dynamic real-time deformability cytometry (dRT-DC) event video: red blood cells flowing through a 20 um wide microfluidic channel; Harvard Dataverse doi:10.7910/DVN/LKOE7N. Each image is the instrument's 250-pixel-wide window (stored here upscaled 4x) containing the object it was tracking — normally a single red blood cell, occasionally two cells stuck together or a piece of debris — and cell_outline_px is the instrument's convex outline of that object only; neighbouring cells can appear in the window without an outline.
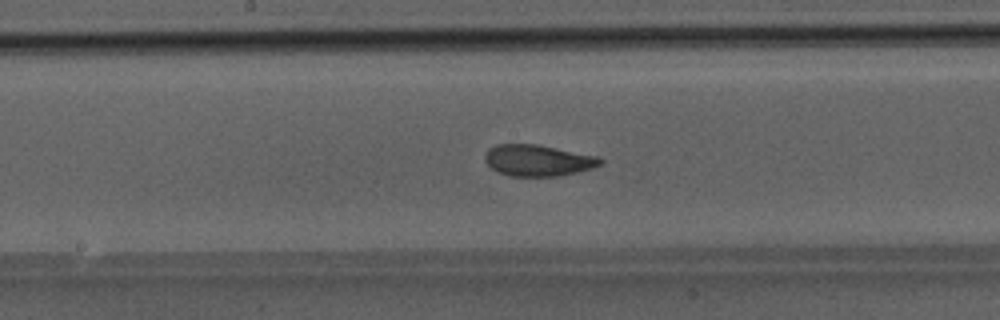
{"species": "Egyptian fruit bat (a non-hibernating species)", "species_latin": "Rousettus aegyptiacus", "temperature_condition": "room temperature", "stored_images_in_passage": 48, "camera_frame_rate_fps": 3000, "um_per_image_px": 0.085, "animal": {"sex": "male"}, "frame": {"image": 1, "passage_image": 25, "time_ms": 8.0, "image_size_px": [1000, 320], "cell_outline_px": [[604, 160], [600, 164], [592, 168], [560, 176], [508, 176], [496, 172], [484, 160], [484, 156], [488, 148], [496, 144], [536, 144], [596, 156]], "centroid_in_image_um": [45.67, 13.64], "position_along_channel_um": 202.5, "area_um2": 21.04}}
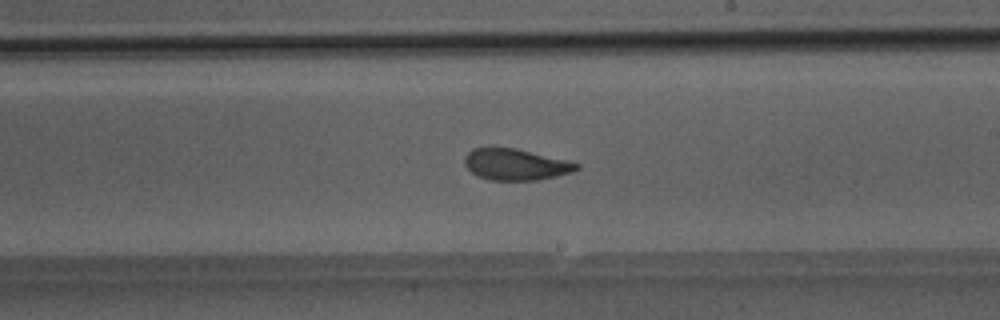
{"frame": {"image": 2, "passage_image": 28, "time_ms": 9.0, "image_size_px": [1000, 320], "cell_outline_px": [[580, 168], [572, 172], [556, 176], [536, 180], [488, 180], [476, 176], [464, 164], [464, 156], [472, 148], [516, 148], [580, 164]], "centroid_in_image_um": [43.79, 13.99], "position_along_channel_um": 245.2, "area_um2": 20.29}}
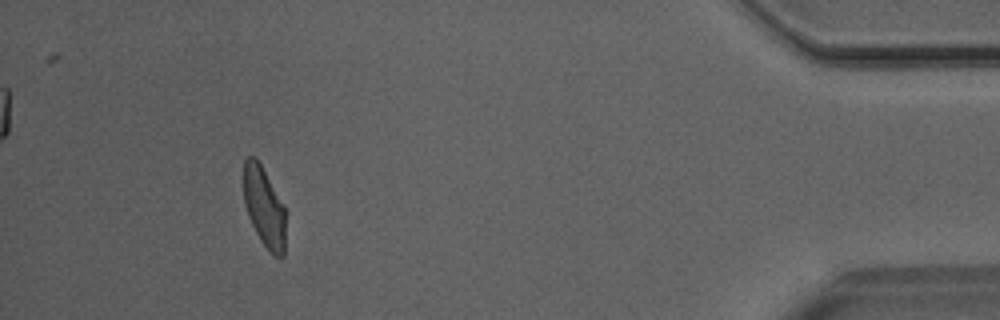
{"frame": {"image": 3, "passage_image": 44, "time_ms": 14.333, "image_size_px": [1000, 320], "cell_outline_px": [[284, 256], [276, 256], [260, 240], [248, 216], [244, 204], [244, 160], [248, 156], [256, 156], [284, 204]], "centroid_in_image_um": [22.43, 17.53], "position_along_channel_um": 412.8, "area_um2": 19.31}}